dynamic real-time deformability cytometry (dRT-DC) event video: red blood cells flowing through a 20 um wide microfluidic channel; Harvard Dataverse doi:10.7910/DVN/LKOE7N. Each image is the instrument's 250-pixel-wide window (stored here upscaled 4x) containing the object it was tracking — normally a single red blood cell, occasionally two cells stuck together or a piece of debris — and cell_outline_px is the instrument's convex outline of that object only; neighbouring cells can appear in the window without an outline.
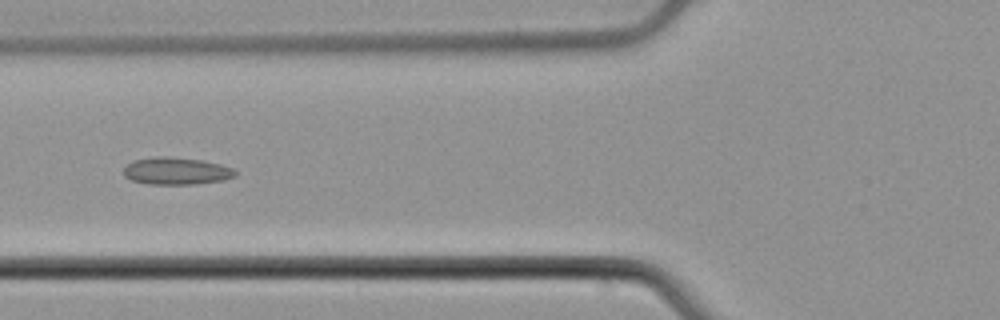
{"species": "common noctule bat (a hibernating species)", "species_latin": "Nyctalus noctula", "temperature_condition": "cold", "stored_images_in_passage": 7, "camera_frame_rate_fps": 3000, "um_per_image_px": 0.085, "animal": {"sex": "male", "body_mass_g": 21.5, "forearm_length_mm": 52.0}, "frame": {"image": 1, "passage_image": 5, "time_ms": 1.333, "image_size_px": [1000, 320], "cell_outline_px": [[236, 176], [224, 180], [196, 184], [148, 184], [132, 180], [124, 176], [124, 168], [132, 160], [164, 156], [200, 160], [220, 164], [232, 168], [236, 172]], "centroid_in_image_um": [14.99, 14.54], "position_along_channel_um": 110.8, "area_um2": 17.57}}
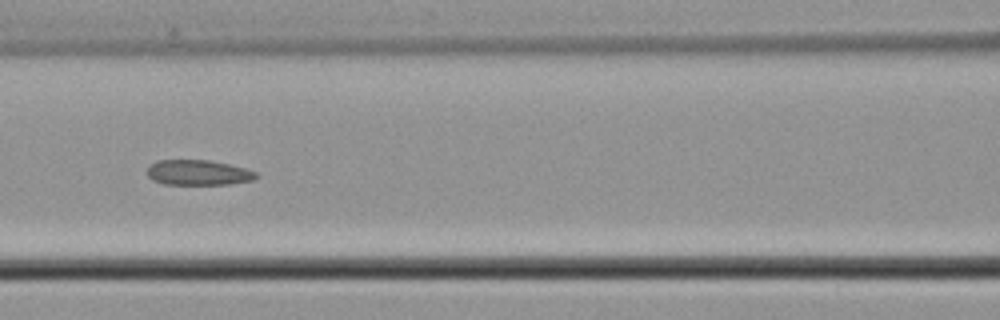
{"frame": {"image": 2, "passage_image": 6, "time_ms": 1.667, "image_size_px": [1000, 320], "cell_outline_px": [[260, 176], [252, 180], [232, 184], [164, 184], [152, 180], [148, 176], [148, 168], [156, 160], [208, 160], [228, 164], [244, 168], [256, 172]], "centroid_in_image_um": [16.86, 14.67], "position_along_channel_um": 149.7, "area_um2": 15.95}}
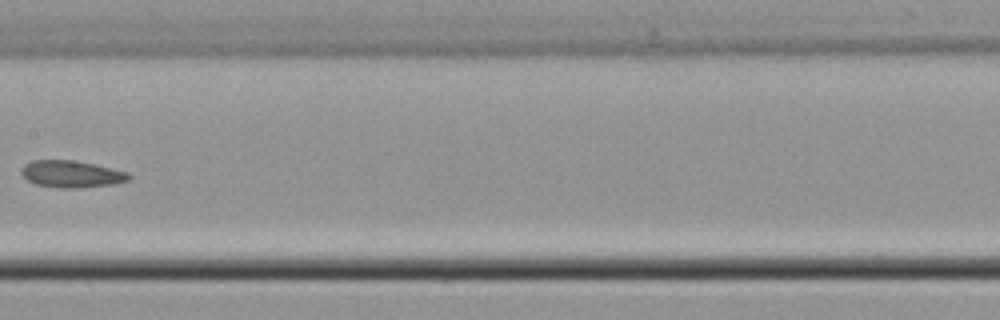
{"frame": {"image": 3, "passage_image": 7, "time_ms": 2.0, "image_size_px": [1000, 320], "cell_outline_px": [[132, 176], [128, 180], [112, 184], [80, 188], [60, 188], [36, 184], [28, 180], [20, 172], [24, 164], [32, 160], [72, 160], [92, 164], [128, 172]], "centroid_in_image_um": [6.06, 14.79], "position_along_channel_um": 201.3, "area_um2": 16.7}}